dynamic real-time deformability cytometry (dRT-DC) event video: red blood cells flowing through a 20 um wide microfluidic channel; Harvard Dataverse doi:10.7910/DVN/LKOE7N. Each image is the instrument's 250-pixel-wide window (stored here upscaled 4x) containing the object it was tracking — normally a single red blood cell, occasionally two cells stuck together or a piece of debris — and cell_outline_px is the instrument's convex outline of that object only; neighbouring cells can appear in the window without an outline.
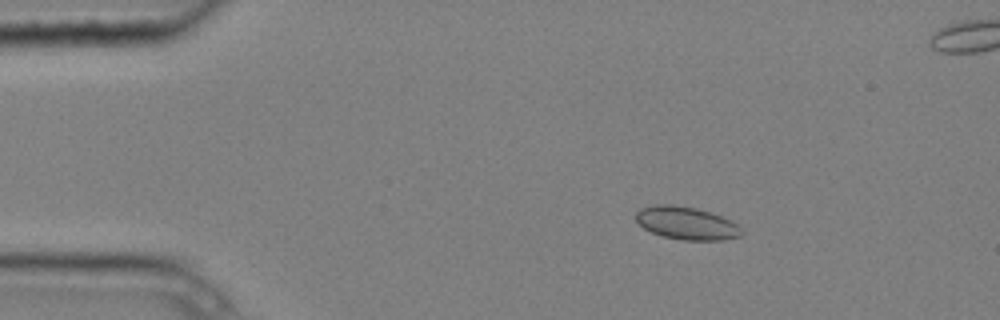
{"species": "common noctule bat (a hibernating species)", "species_latin": "Nyctalus noctula", "temperature_condition": "cold", "stored_images_in_passage": 6, "camera_frame_rate_fps": 3000, "um_per_image_px": 0.085, "animal": {"sex": "male", "body_mass_g": 20.4}, "frame": {"image": 1, "passage_image": 3, "time_ms": 0.667, "image_size_px": [1000, 320], "cell_outline_px": [[744, 232], [740, 236], [724, 240], [684, 240], [664, 236], [652, 232], [644, 228], [636, 220], [636, 212], [640, 208], [656, 204], [672, 204], [696, 208], [732, 220]], "centroid_in_image_um": [58.35, 18.96], "position_along_channel_um": 26.6, "area_um2": 20.11}}